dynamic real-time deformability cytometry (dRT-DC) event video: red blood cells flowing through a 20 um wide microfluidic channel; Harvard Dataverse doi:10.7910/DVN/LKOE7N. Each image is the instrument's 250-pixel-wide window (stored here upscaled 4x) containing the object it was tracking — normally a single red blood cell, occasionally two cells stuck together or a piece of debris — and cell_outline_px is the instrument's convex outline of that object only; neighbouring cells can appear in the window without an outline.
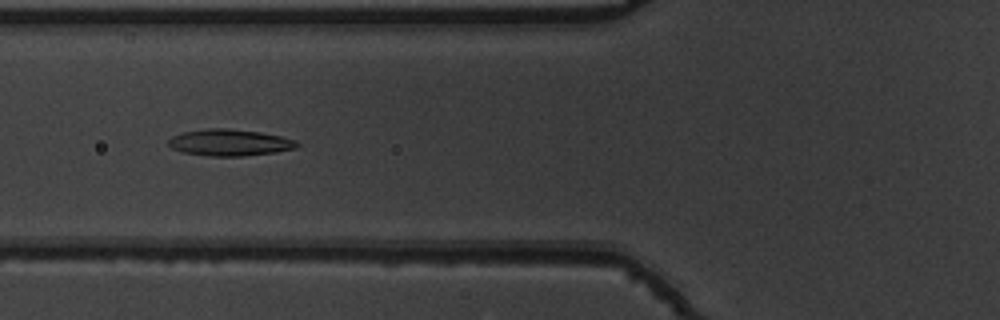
{"species": "common noctule bat (a hibernating species)", "species_latin": "Nyctalus noctula", "temperature_condition": "warm", "stored_images_in_passage": 42, "camera_frame_rate_fps": 3000, "um_per_image_px": 0.085, "animal": {"sex": "male", "body_mass_g": 19.5, "forearm_length_mm": 54.6}, "frame": {"image": 1, "passage_image": 10, "time_ms": 3.0, "image_size_px": [1000, 320], "cell_outline_px": [[300, 144], [296, 148], [276, 152], [244, 156], [208, 156], [184, 152], [172, 148], [168, 144], [168, 140], [172, 136], [184, 132], [208, 128], [228, 128], [260, 132], [280, 136], [296, 140]], "centroid_in_image_um": [19.54, 12.12], "position_along_channel_um": 106.3, "area_um2": 19.88}}
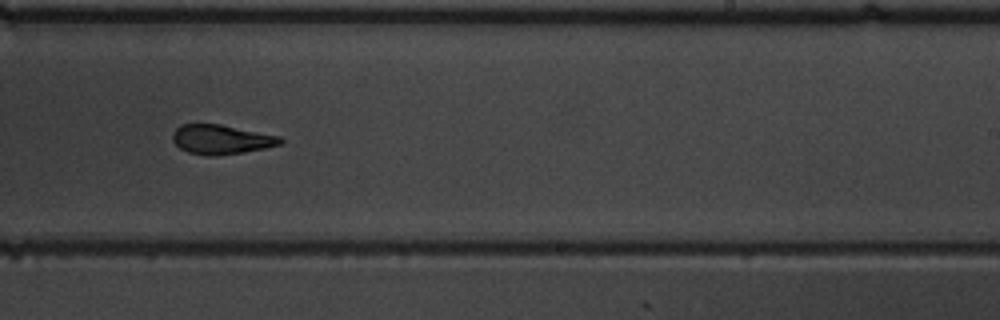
{"frame": {"image": 2, "passage_image": 23, "time_ms": 7.333, "image_size_px": [1000, 320], "cell_outline_px": [[284, 140], [280, 144], [264, 148], [216, 156], [208, 156], [188, 152], [180, 148], [172, 140], [172, 132], [180, 124], [220, 124], [280, 136]], "centroid_in_image_um": [18.77, 11.84], "position_along_channel_um": 270.2, "area_um2": 18.38}}
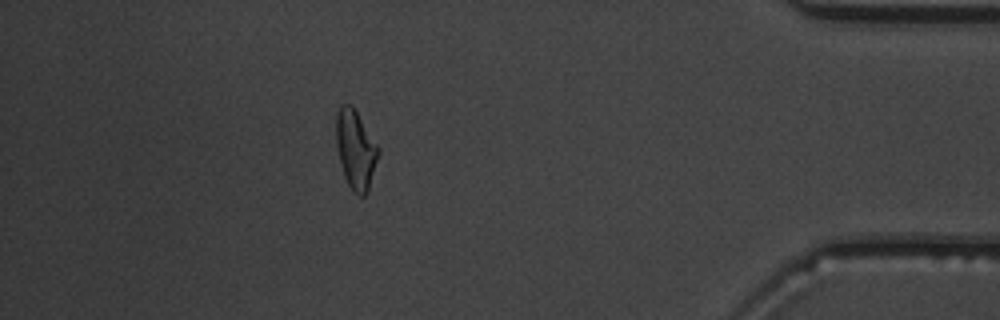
{"frame": {"image": 3, "passage_image": 37, "time_ms": 12.0, "image_size_px": [1000, 320], "cell_outline_px": [[380, 152], [368, 192], [364, 196], [360, 196], [352, 192], [344, 176], [336, 144], [336, 116], [340, 104], [352, 104], [380, 148]], "centroid_in_image_um": [30.24, 12.71], "position_along_channel_um": 405.0, "area_um2": 19.59}}